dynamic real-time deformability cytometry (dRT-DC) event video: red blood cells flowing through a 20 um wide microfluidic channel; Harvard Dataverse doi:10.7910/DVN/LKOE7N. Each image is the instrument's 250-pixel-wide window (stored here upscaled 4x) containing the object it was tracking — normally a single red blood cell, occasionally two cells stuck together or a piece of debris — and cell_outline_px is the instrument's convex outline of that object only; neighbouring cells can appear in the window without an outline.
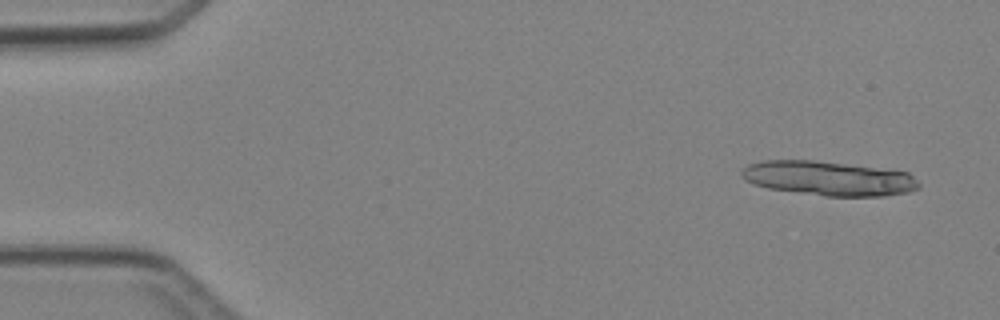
{"species": "Egyptian fruit bat (a non-hibernating species)", "species_latin": "Rousettus aegyptiacus", "temperature_condition": "cold", "stored_images_in_passage": 4, "camera_frame_rate_fps": 3000, "um_per_image_px": 0.085, "animal": {"sex": "female"}, "frame": {"image": 1, "passage_image": 1, "time_ms": 0.0, "image_size_px": [1000, 320], "cell_outline_px": [[920, 188], [908, 192], [884, 196], [824, 196], [768, 188], [744, 180], [740, 176], [740, 172], [748, 164], [764, 160], [812, 160], [908, 172], [920, 184]], "centroid_in_image_um": [70.4, 15.16], "position_along_channel_um": 14.6, "area_um2": 35.32}}